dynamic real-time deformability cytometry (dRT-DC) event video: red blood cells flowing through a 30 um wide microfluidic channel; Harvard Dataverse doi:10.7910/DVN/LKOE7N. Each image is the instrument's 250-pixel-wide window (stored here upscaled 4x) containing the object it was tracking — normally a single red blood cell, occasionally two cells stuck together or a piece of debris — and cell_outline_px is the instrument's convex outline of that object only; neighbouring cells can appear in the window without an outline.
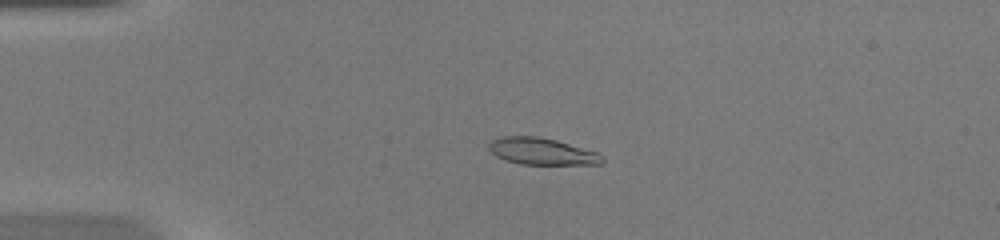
{"species": "common noctule bat (a hibernating species)", "species_latin": "Nyctalus noctula", "temperature_condition": "warm", "stored_images_in_passage": 52, "camera_frame_rate_fps": 3000, "um_per_image_px": 0.085, "animal": {"sex": "female", "body_mass_g": 20.0, "forearm_length_mm": 54.0}, "frame": {"image": 1, "passage_image": 13, "time_ms": 4.0, "image_size_px": [1000, 240], "cell_outline_px": [[604, 160], [600, 164], [520, 164], [504, 160], [496, 156], [488, 148], [488, 144], [492, 140], [504, 136], [536, 136], [556, 140], [600, 152], [604, 156]], "centroid_in_image_um": [46.08, 12.87], "position_along_channel_um": 38.9, "area_um2": 17.8}}
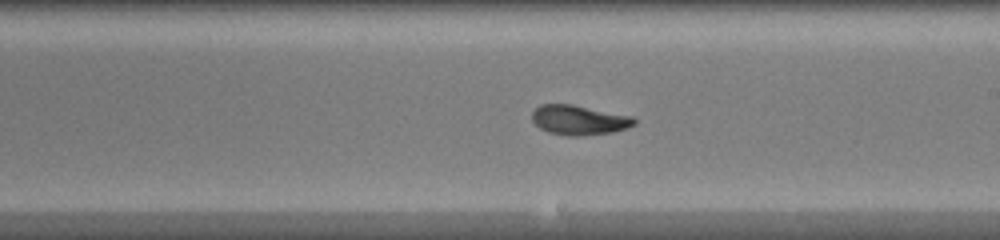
{"frame": {"image": 2, "passage_image": 31, "time_ms": 10.0, "image_size_px": [1000, 240], "cell_outline_px": [[636, 124], [628, 128], [612, 132], [584, 136], [568, 136], [548, 132], [540, 128], [532, 120], [532, 112], [540, 104], [572, 104], [632, 116], [636, 120]], "centroid_in_image_um": [49.23, 10.21], "position_along_channel_um": 239.8, "area_um2": 17.8}}
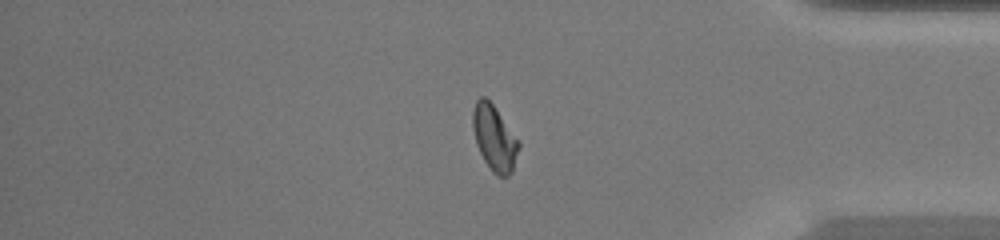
{"frame": {"image": 3, "passage_image": 44, "time_ms": 14.333, "image_size_px": [1000, 240], "cell_outline_px": [[520, 144], [512, 172], [508, 176], [496, 176], [492, 172], [484, 160], [476, 144], [472, 128], [472, 112], [476, 100], [480, 96], [484, 96], [492, 104], [520, 140]], "centroid_in_image_um": [42.02, 11.73], "position_along_channel_um": 393.2, "area_um2": 17.63}, "authors_computed_cell_mechanics": {"area_um2": 17.629, "velocity_mm_per_s": 4.0435, "shape_relaxation_time_tau1_ms": 7.5915, "shape_relaxation_time_tau2_ms": 1.5762, "deformation_change_tau1": 0.2714, "deformation_change_tau2": 0.0681}}